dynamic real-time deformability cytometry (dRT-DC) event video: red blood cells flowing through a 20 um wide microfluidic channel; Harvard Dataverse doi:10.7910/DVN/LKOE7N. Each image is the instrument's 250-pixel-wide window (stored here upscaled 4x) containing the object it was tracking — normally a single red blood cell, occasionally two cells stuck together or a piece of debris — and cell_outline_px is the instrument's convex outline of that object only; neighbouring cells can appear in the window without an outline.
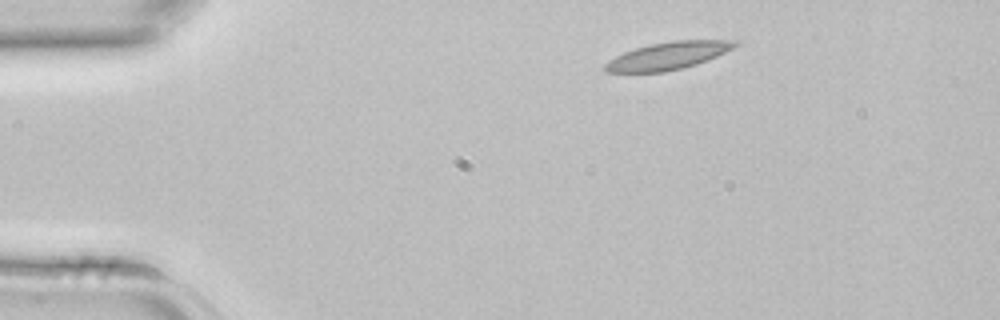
{"species": "common noctule bat (a hibernating species)", "species_latin": "Nyctalus noctula", "temperature_condition": "room temperature", "stored_images_in_passage": 2, "camera_frame_rate_fps": 3000, "um_per_image_px": 0.085, "animal": {"sex": "female", "body_mass_g": 22.7, "forearm_length_mm": 54.2}, "frame": {"image": 1, "passage_image": 2, "time_ms": 0.333, "image_size_px": [1000, 320], "cell_outline_px": [[740, 44], [716, 56], [696, 64], [664, 72], [608, 72], [604, 68], [604, 64], [608, 60], [624, 52], [648, 44], [672, 40], [740, 40]], "centroid_in_image_um": [56.78, 4.72], "position_along_channel_um": 28.2, "area_um2": 20.69}}